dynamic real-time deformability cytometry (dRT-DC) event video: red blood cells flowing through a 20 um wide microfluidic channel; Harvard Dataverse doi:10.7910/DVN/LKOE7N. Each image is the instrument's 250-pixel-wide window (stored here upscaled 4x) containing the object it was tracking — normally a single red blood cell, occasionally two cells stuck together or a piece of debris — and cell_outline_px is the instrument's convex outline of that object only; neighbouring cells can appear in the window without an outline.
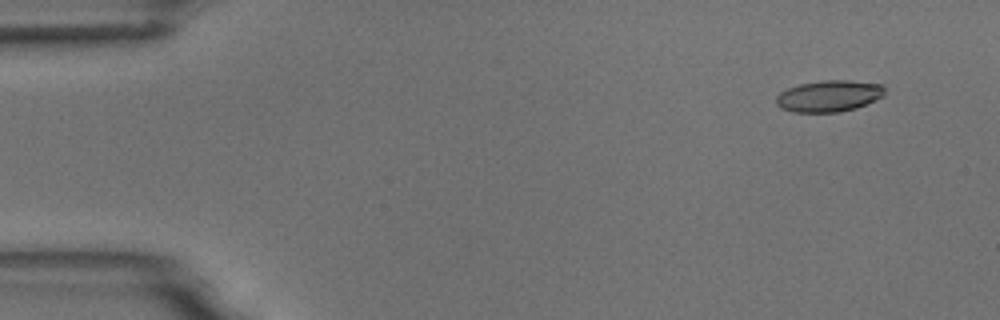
{"species": "common noctule bat (a hibernating species)", "species_latin": "Nyctalus noctula", "temperature_condition": "room temperature", "stored_images_in_passage": 51, "camera_frame_rate_fps": 3000, "um_per_image_px": 0.085, "animal": {"sex": "male", "body_mass_g": 18.8}, "frame": {"image": 1, "passage_image": 1, "time_ms": 0.0, "image_size_px": [1000, 320], "cell_outline_px": [[884, 96], [876, 100], [856, 108], [840, 112], [792, 112], [780, 108], [776, 104], [776, 96], [780, 92], [788, 88], [800, 84], [824, 80], [848, 80], [884, 84]], "centroid_in_image_um": [70.47, 8.16], "position_along_channel_um": 14.5, "area_um2": 20.06}}
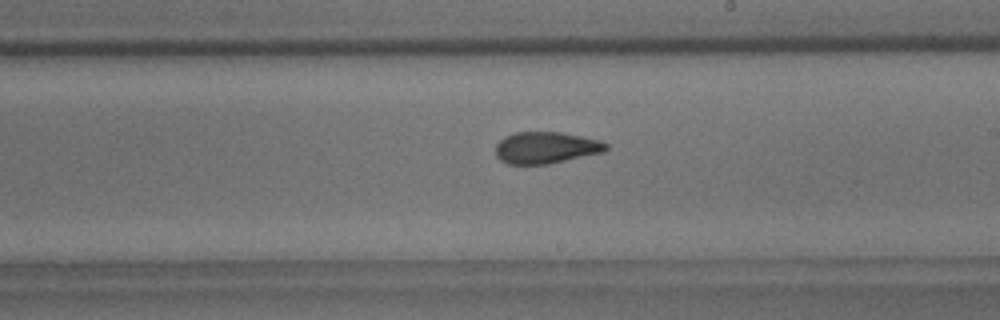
{"frame": {"image": 2, "passage_image": 28, "time_ms": 9.0, "image_size_px": [1000, 320], "cell_outline_px": [[608, 148], [604, 152], [548, 164], [508, 164], [500, 160], [496, 156], [496, 144], [504, 136], [516, 132], [560, 132], [600, 140], [608, 144]], "centroid_in_image_um": [46.4, 12.55], "position_along_channel_um": 242.6, "area_um2": 20.4}}
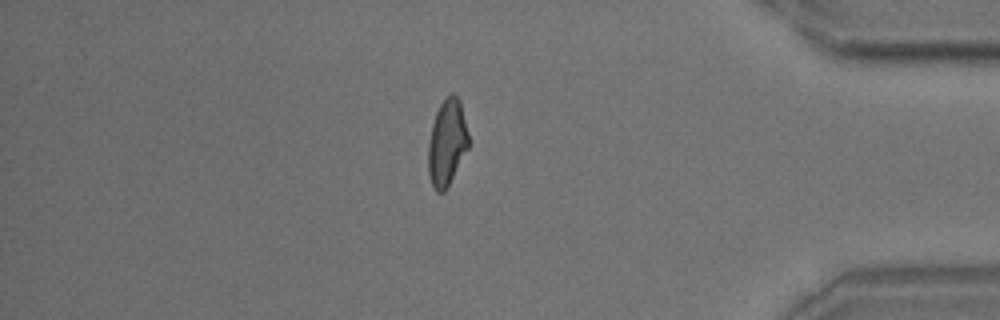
{"frame": {"image": 3, "passage_image": 43, "time_ms": 14.0, "image_size_px": [1000, 320], "cell_outline_px": [[472, 144], [444, 192], [436, 192], [432, 188], [428, 172], [428, 144], [432, 124], [436, 112], [440, 104], [452, 92], [460, 100]], "centroid_in_image_um": [38.02, 12.14], "position_along_channel_um": 397.2, "area_um2": 20.75}, "authors_computed_cell_mechanics": {"area_um2": 20.519, "velocity_mm_per_s": 3.7364, "shape_relaxation_time_tau1_ms": 5.8553, "shape_relaxation_time_tau2_ms": 1.8727, "deformation_change_tau1": 0.1747, "deformation_change_tau2": 0.0916}}